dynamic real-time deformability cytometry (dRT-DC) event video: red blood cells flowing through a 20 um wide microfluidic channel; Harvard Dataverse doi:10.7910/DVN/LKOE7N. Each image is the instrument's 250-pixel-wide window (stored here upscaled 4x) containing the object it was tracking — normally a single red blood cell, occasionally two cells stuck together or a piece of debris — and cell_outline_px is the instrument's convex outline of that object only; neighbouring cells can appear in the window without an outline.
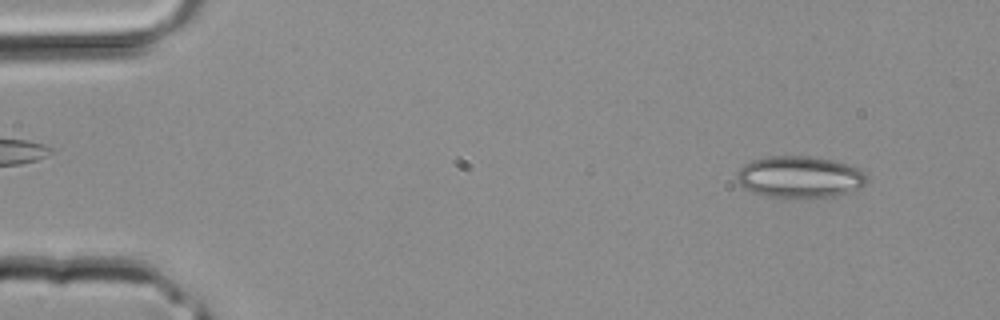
{"species": "common noctule bat (a hibernating species)", "species_latin": "Nyctalus noctula", "temperature_condition": "room temperature", "stored_images_in_passage": 3, "segment_of_instrument_passage": [2, 2], "camera_frame_rate_fps": 3000, "um_per_image_px": 0.085, "animal": {"sex": "male", "body_mass_g": 20.4}, "frame": {"image": 1, "passage_image": 3, "time_ms": 0.667, "image_size_px": [1000, 320], "cell_outline_px": [[868, 180], [860, 188], [836, 196], [768, 196], [752, 192], [744, 188], [736, 180], [736, 172], [744, 164], [752, 160], [768, 156], [812, 156], [832, 160], [856, 168], [864, 172], [868, 176]], "centroid_in_image_um": [67.95, 15.02], "position_along_channel_um": 17.1, "area_um2": 31.21}}